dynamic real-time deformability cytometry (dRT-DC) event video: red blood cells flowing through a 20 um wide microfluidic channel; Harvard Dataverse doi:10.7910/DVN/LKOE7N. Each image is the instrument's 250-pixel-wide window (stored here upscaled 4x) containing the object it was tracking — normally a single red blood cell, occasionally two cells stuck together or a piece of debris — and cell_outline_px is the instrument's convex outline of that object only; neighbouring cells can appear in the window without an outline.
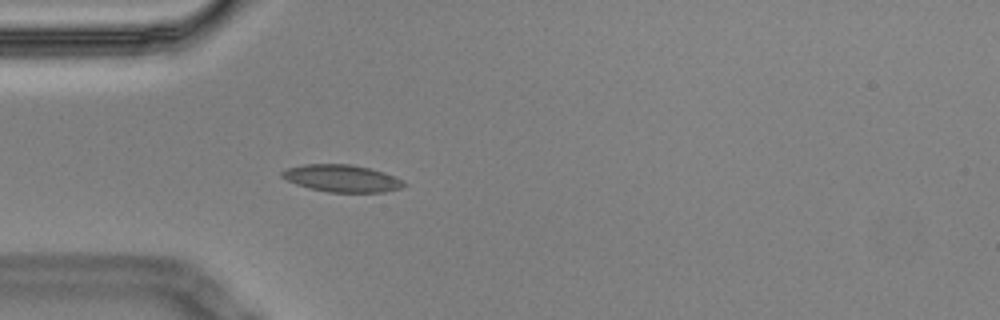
{"species": "Egyptian fruit bat (a non-hibernating species)", "species_latin": "Rousettus aegyptiacus", "temperature_condition": "cold", "stored_images_in_passage": 4, "camera_frame_rate_fps": 3000, "um_per_image_px": 0.085, "animal": {"sex": "male"}, "frame": {"image": 1, "passage_image": 4, "time_ms": 1.0, "image_size_px": [1000, 320], "cell_outline_px": [[408, 184], [400, 188], [384, 192], [328, 192], [308, 188], [296, 184], [280, 176], [280, 172], [288, 168], [304, 164], [352, 164], [384, 172], [404, 180]], "centroid_in_image_um": [29.07, 15.16], "position_along_channel_um": 55.9, "area_um2": 19.36}}